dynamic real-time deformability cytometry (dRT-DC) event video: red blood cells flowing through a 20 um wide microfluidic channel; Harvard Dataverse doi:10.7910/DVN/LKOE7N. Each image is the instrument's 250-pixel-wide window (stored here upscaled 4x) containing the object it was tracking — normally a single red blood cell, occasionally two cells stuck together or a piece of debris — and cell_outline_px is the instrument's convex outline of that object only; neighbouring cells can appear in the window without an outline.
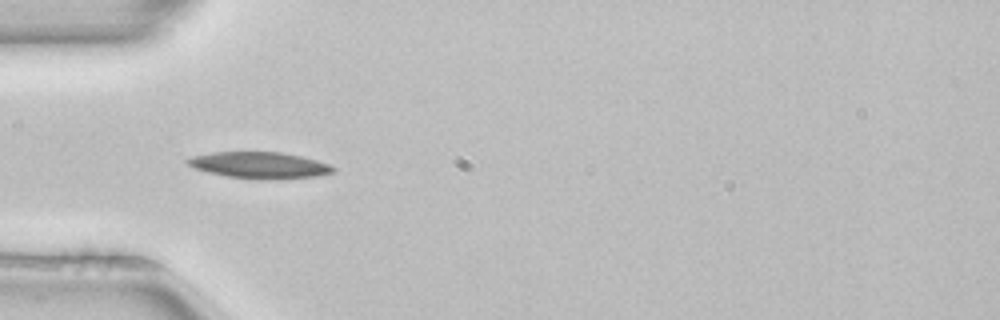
{"species": "common noctule bat (a hibernating species)", "species_latin": "Nyctalus noctula", "temperature_condition": "room temperature", "stored_images_in_passage": 18, "camera_frame_rate_fps": 3000, "um_per_image_px": 0.085, "animal": {"sex": "female", "body_mass_g": 22.7, "forearm_length_mm": 54.2}, "frame": {"image": 1, "passage_image": 3, "time_ms": 0.667, "image_size_px": [1000, 320], "cell_outline_px": [[336, 168], [332, 172], [316, 176], [268, 180], [256, 180], [228, 176], [208, 172], [196, 168], [188, 164], [184, 160], [192, 156], [212, 152], [280, 152], [300, 156], [316, 160], [328, 164]], "centroid_in_image_um": [22.04, 14.04], "position_along_channel_um": 63.0, "area_um2": 22.31}}